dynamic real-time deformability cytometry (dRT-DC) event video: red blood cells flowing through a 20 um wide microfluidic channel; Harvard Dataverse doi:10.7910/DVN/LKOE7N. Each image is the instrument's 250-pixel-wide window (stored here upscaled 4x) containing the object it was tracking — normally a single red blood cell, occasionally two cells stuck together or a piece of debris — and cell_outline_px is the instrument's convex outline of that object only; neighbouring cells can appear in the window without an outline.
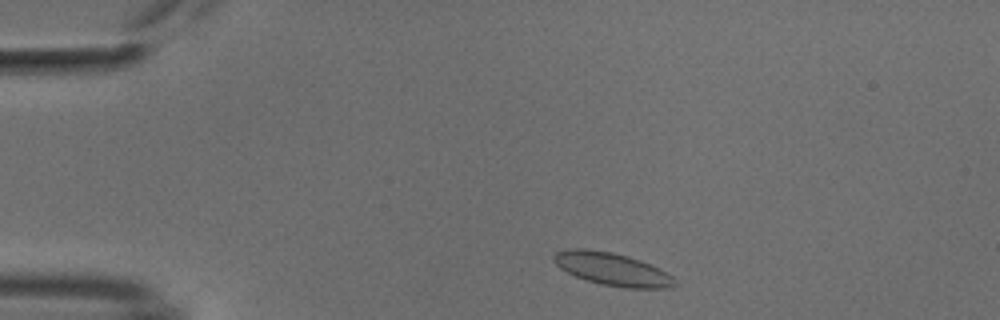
{"species": "common noctule bat (a hibernating species)", "species_latin": "Nyctalus noctula", "temperature_condition": "cold", "stored_images_in_passage": 46, "camera_frame_rate_fps": 3000, "um_per_image_px": 0.085, "animal": {"sex": "male", "body_mass_g": 18.8}, "frame": {"image": 1, "passage_image": 3, "time_ms": 0.667, "image_size_px": [1000, 320], "cell_outline_px": [[676, 284], [668, 288], [624, 288], [600, 284], [576, 276], [560, 268], [552, 260], [552, 256], [556, 252], [576, 248], [584, 248], [612, 252], [628, 256], [640, 260], [660, 268], [668, 272], [676, 280]], "centroid_in_image_um": [52.06, 22.87], "position_along_channel_um": 32.9, "area_um2": 23.12}}
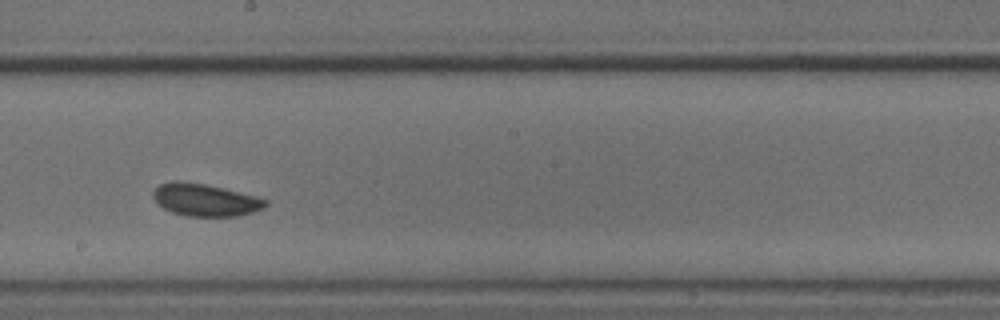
{"frame": {"image": 2, "passage_image": 23, "time_ms": 7.333, "image_size_px": [1000, 320], "cell_outline_px": [[268, 204], [264, 208], [240, 216], [188, 216], [172, 212], [164, 208], [152, 196], [152, 192], [160, 184], [176, 180], [204, 184], [224, 188], [256, 196], [268, 200]], "centroid_in_image_um": [17.47, 16.99], "position_along_channel_um": 230.7, "area_um2": 21.1}}
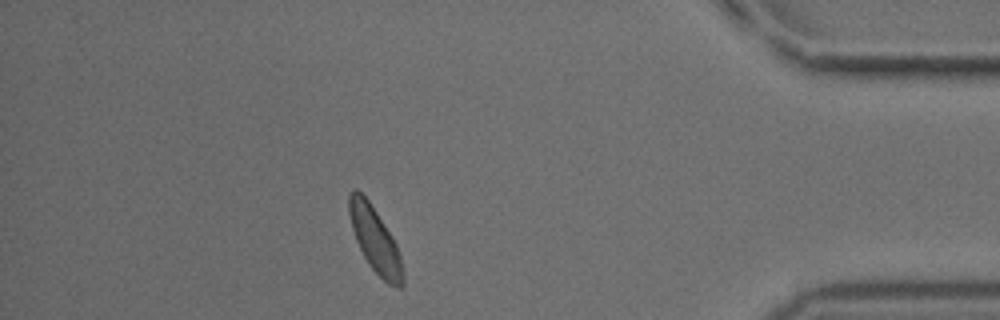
{"frame": {"image": 3, "passage_image": 40, "time_ms": 13.0, "image_size_px": [1000, 320], "cell_outline_px": [[404, 284], [400, 288], [396, 288], [388, 284], [368, 264], [356, 240], [352, 228], [348, 212], [348, 196], [352, 188], [356, 188], [368, 200], [392, 236], [396, 244], [400, 256], [404, 272]], "centroid_in_image_um": [31.88, 20.4], "position_along_channel_um": 403.3, "area_um2": 20.29}}